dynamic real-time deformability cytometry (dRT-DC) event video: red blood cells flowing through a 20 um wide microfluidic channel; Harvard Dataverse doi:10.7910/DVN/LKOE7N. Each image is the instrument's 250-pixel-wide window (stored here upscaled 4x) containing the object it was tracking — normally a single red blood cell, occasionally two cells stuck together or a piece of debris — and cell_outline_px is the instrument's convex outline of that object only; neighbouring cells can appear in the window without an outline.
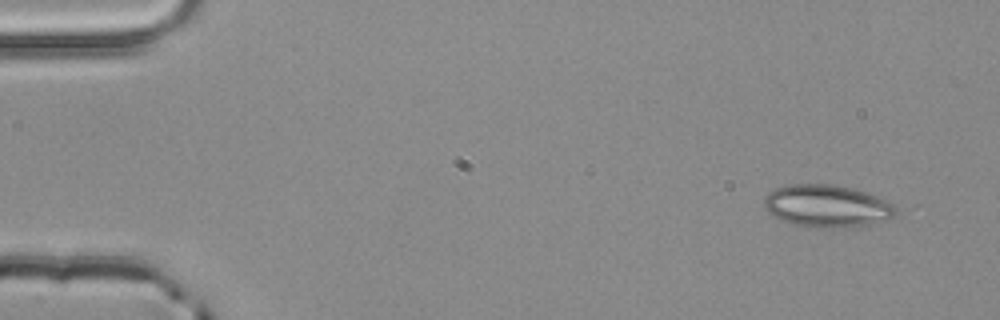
{"species": "common noctule bat (a hibernating species)", "species_latin": "Nyctalus noctula", "temperature_condition": "room temperature", "stored_images_in_passage": 3, "camera_frame_rate_fps": 3000, "um_per_image_px": 0.085, "animal": {"sex": "male", "body_mass_g": 20.4}, "frame": {"image": 1, "passage_image": 1, "time_ms": 0.0, "image_size_px": [1000, 320], "cell_outline_px": [[908, 208], [904, 212], [884, 220], [872, 224], [832, 228], [804, 228], [780, 220], [768, 212], [764, 208], [764, 196], [768, 192], [776, 188], [788, 184], [832, 184], [852, 188], [868, 192]], "centroid_in_image_um": [70.4, 17.52], "position_along_channel_um": 14.6, "area_um2": 33.76}}